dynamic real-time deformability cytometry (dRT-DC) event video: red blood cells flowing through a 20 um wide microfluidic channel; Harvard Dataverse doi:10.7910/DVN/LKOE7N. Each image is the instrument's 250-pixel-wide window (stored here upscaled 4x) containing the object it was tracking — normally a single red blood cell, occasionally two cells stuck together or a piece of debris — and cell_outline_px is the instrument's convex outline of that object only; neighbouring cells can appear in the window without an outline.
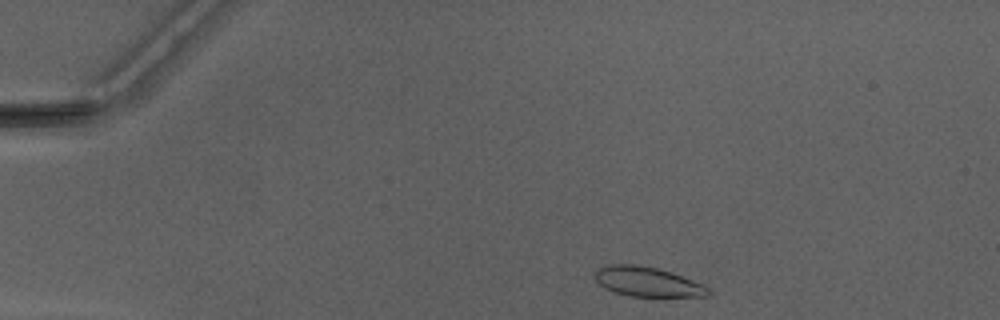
{"species": "Egyptian fruit bat (a non-hibernating species)", "species_latin": "Rousettus aegyptiacus", "temperature_condition": "warm", "stored_images_in_passage": 36, "camera_frame_rate_fps": 3000, "um_per_image_px": 0.085, "animal": {"sex": "male"}, "frame": {"image": 1, "passage_image": 1, "time_ms": 0.0, "image_size_px": [1000, 320], "cell_outline_px": [[712, 292], [708, 296], [628, 296], [604, 288], [596, 280], [596, 272], [600, 268], [612, 264], [632, 264], [656, 268], [672, 272], [704, 284]], "centroid_in_image_um": [55.08, 23.95], "position_along_channel_um": 29.9, "area_um2": 19.36}}
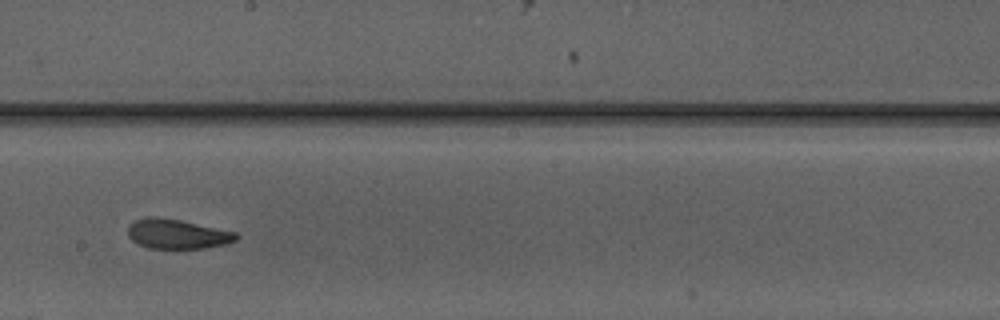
{"frame": {"image": 2, "passage_image": 21, "time_ms": 6.667, "image_size_px": [1000, 320], "cell_outline_px": [[240, 236], [236, 240], [224, 244], [204, 248], [148, 248], [132, 240], [128, 236], [128, 228], [136, 220], [148, 216], [156, 216], [180, 220], [236, 232]], "centroid_in_image_um": [15.07, 19.88], "position_along_channel_um": 233.1, "area_um2": 18.5}}
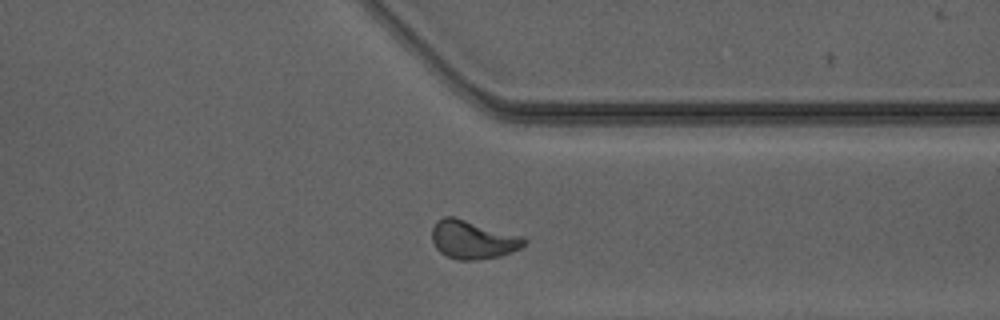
{"frame": {"image": 3, "passage_image": 31, "time_ms": 10.0, "image_size_px": [1000, 320], "cell_outline_px": [[528, 240], [520, 248], [512, 252], [500, 256], [476, 260], [456, 260], [440, 252], [436, 248], [432, 240], [432, 228], [436, 220], [444, 216], [456, 216], [524, 236]], "centroid_in_image_um": [40.2, 20.35], "position_along_channel_um": 371.2, "area_um2": 21.04}, "authors_computed_cell_mechanics": {"area_um2": 19.5942, "velocity_mm_per_s": 4.1477, "shape_relaxation_time_tau1_ms": 6.4906, "shape_relaxation_time_tau2_ms": 1.5805, "deformation_change_tau1": 0.1525, "deformation_change_tau2": 0.0772}}